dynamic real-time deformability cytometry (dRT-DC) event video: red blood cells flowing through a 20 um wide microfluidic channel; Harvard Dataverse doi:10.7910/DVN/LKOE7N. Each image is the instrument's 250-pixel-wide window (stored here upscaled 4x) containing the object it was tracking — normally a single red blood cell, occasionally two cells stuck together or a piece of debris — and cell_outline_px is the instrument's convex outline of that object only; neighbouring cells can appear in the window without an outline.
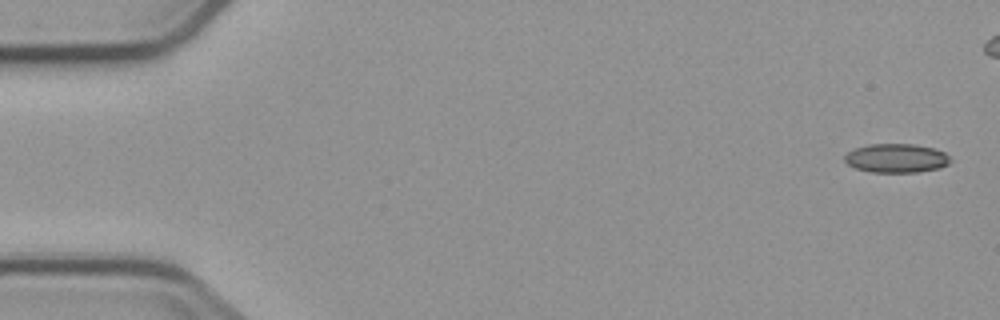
{"species": "common noctule bat (a hibernating species)", "species_latin": "Nyctalus noctula", "temperature_condition": "cold", "stored_images_in_passage": 6, "camera_frame_rate_fps": 3000, "um_per_image_px": 0.085, "animal": {"sex": "male", "body_mass_g": 23.1, "forearm_length_mm": 52.7}, "frame": {"image": 1, "passage_image": 1, "time_ms": 0.0, "image_size_px": [1000, 320], "cell_outline_px": [[952, 160], [948, 164], [940, 168], [920, 172], [872, 172], [856, 168], [848, 164], [844, 160], [844, 156], [848, 152], [856, 148], [868, 144], [912, 144], [936, 148], [944, 152]], "centroid_in_image_um": [76.22, 13.44], "position_along_channel_um": 8.8, "area_um2": 17.86}}